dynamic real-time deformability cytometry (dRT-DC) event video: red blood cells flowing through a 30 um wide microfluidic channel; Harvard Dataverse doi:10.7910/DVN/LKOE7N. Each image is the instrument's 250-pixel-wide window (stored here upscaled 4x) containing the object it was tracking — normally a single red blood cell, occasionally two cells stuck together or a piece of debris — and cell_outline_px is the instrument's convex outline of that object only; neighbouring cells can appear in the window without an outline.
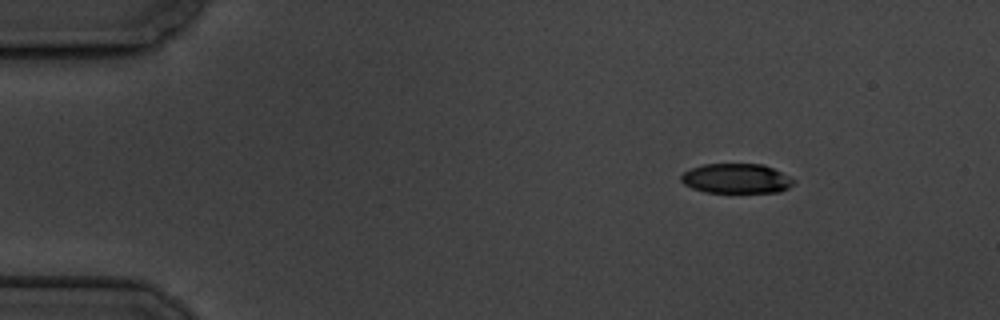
{"species": "common noctule bat (a hibernating species)", "species_latin": "Nyctalus noctula", "temperature_condition": "cold", "stored_images_in_passage": 4, "camera_frame_rate_fps": 3000, "um_per_image_px": 0.085, "animal": {"sex": "male", "body_mass_g": 19.5, "forearm_length_mm": 54.6}, "frame": {"image": 1, "passage_image": 1, "time_ms": 0.0, "image_size_px": [1000, 320], "cell_outline_px": [[796, 180], [788, 188], [780, 192], [704, 192], [692, 188], [684, 184], [680, 180], [680, 176], [684, 172], [692, 168], [704, 164], [764, 164]], "centroid_in_image_um": [62.57, 15.17], "position_along_channel_um": 22.4, "area_um2": 19.42}}
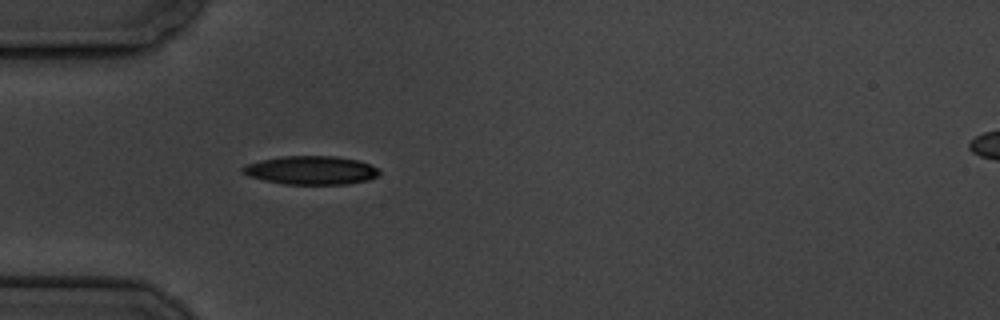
{"frame": {"image": 2, "passage_image": 4, "time_ms": 3.333, "image_size_px": [1000, 320], "cell_outline_px": [[380, 172], [376, 176], [368, 180], [348, 184], [284, 184], [252, 176], [240, 172], [240, 168], [244, 164], [260, 160], [280, 156], [336, 156], [360, 160], [380, 168]], "centroid_in_image_um": [26.46, 14.45], "position_along_channel_um": 58.5, "area_um2": 22.83}}